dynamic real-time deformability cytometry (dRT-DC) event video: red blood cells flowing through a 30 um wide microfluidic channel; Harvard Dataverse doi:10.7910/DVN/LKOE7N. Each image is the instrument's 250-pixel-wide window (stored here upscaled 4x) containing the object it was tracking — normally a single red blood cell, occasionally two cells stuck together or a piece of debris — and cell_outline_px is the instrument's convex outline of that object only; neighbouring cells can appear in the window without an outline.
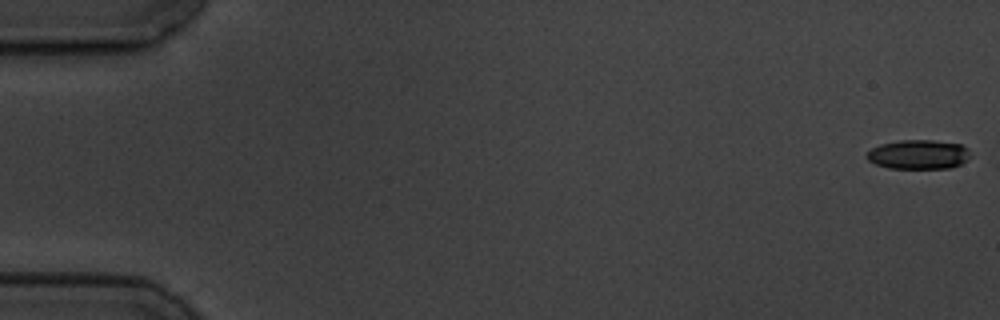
{"species": "common noctule bat (a hibernating species)", "species_latin": "Nyctalus noctula", "temperature_condition": "cold", "stored_images_in_passage": 6, "camera_frame_rate_fps": 3000, "um_per_image_px": 0.085, "animal": {"sex": "male", "body_mass_g": 19.5, "forearm_length_mm": 54.6}, "frame": {"image": 1, "passage_image": 1, "time_ms": 0.0, "image_size_px": [1000, 320], "cell_outline_px": [[968, 160], [952, 168], [888, 168], [876, 164], [868, 160], [864, 156], [872, 148], [880, 144], [900, 140], [932, 140], [960, 144], [968, 148]], "centroid_in_image_um": [78.05, 13.13], "position_along_channel_um": 6.9, "area_um2": 17.69}}
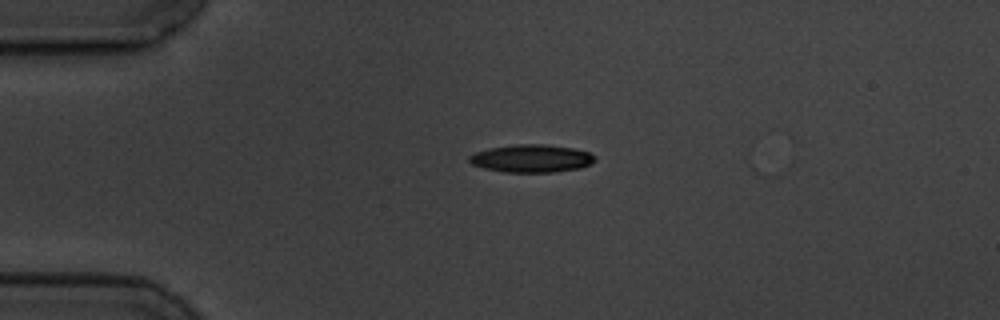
{"frame": {"image": 2, "passage_image": 4, "time_ms": 4.333, "image_size_px": [1000, 320], "cell_outline_px": [[596, 160], [592, 164], [580, 168], [556, 172], [504, 172], [484, 168], [472, 164], [468, 160], [468, 156], [476, 152], [488, 148], [516, 144], [544, 144], [572, 148], [588, 152], [596, 156]], "centroid_in_image_um": [45.19, 13.47], "position_along_channel_um": 39.8, "area_um2": 20.46}}
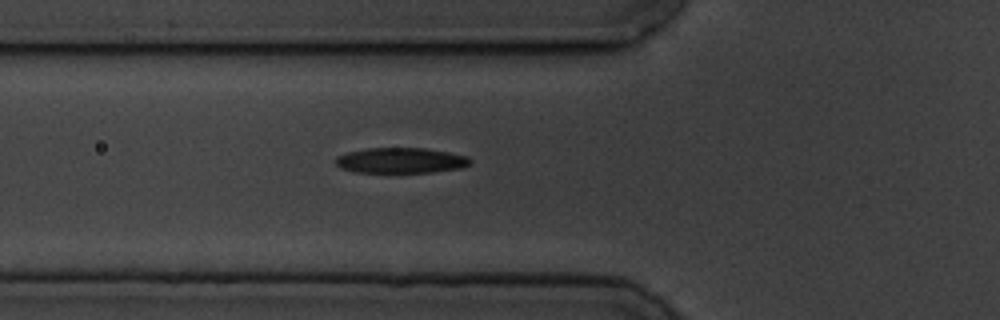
{"frame": {"image": 3, "passage_image": 6, "time_ms": 6.667, "image_size_px": [1000, 320], "cell_outline_px": [[472, 164], [460, 168], [432, 172], [356, 172], [340, 168], [336, 164], [336, 156], [348, 152], [368, 148], [424, 148], [448, 152], [468, 156], [472, 160]], "centroid_in_image_um": [34.09, 13.63], "position_along_channel_um": 91.7, "area_um2": 19.94}}